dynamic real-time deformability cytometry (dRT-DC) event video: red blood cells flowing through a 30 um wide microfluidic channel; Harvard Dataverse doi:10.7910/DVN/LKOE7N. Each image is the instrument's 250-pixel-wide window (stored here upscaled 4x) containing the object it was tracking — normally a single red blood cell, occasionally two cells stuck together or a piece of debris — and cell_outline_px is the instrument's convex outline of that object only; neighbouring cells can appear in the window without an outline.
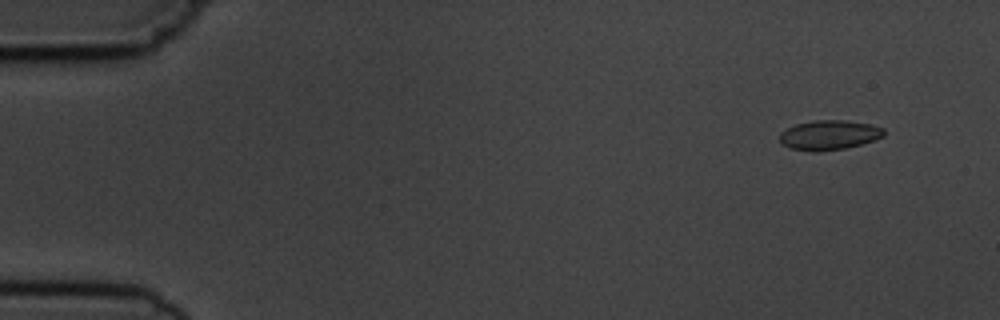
{"species": "common noctule bat (a hibernating species)", "species_latin": "Nyctalus noctula", "temperature_condition": "cold", "stored_images_in_passage": 9, "camera_frame_rate_fps": 3000, "um_per_image_px": 0.085, "animal": {"sex": "male", "body_mass_g": 19.5, "forearm_length_mm": 54.6}, "frame": {"image": 1, "passage_image": 1, "time_ms": 0.0, "image_size_px": [1000, 320], "cell_outline_px": [[884, 136], [876, 140], [844, 148], [820, 152], [812, 152], [792, 148], [784, 144], [780, 140], [780, 132], [796, 124], [816, 120], [844, 120], [872, 124], [884, 128]], "centroid_in_image_um": [70.51, 11.47], "position_along_channel_um": 14.5, "area_um2": 17.98}}
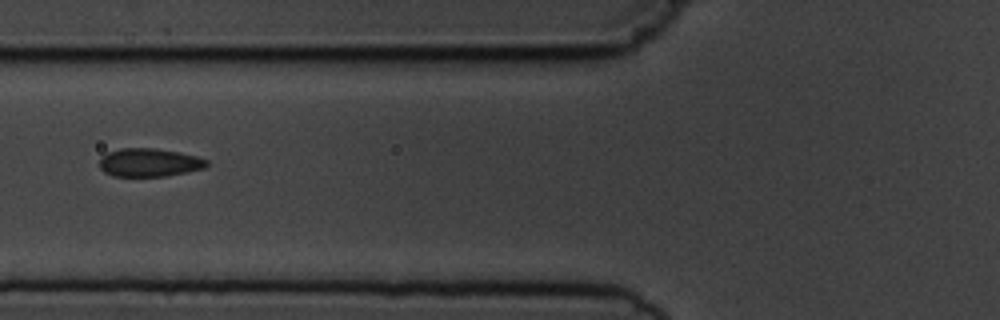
{"frame": {"image": 2, "passage_image": 6, "time_ms": 5.667, "image_size_px": [1000, 320], "cell_outline_px": [[208, 164], [204, 168], [164, 176], [112, 176], [104, 172], [100, 168], [100, 160], [108, 152], [120, 148], [152, 148], [180, 152], [196, 156], [208, 160]], "centroid_in_image_um": [12.68, 13.81], "position_along_channel_um": 113.1, "area_um2": 17.51}}
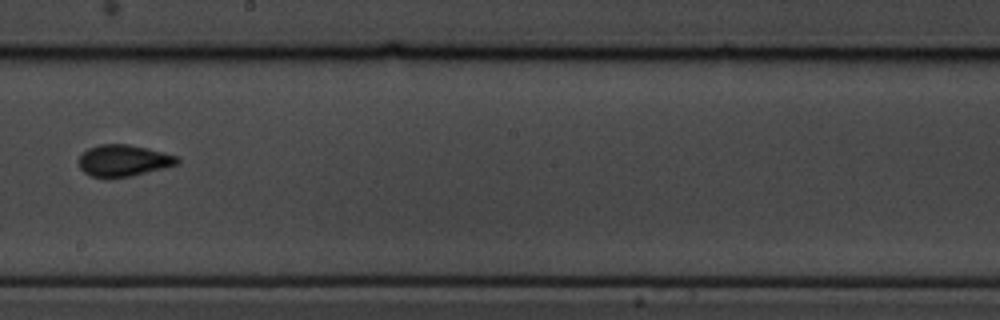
{"frame": {"image": 3, "passage_image": 9, "time_ms": 9.0, "image_size_px": [1000, 320], "cell_outline_px": [[180, 164], [132, 176], [92, 176], [84, 172], [80, 168], [80, 156], [88, 148], [100, 144], [128, 144], [148, 148], [180, 156]], "centroid_in_image_um": [10.58, 13.62], "position_along_channel_um": 237.6, "area_um2": 17.98}}